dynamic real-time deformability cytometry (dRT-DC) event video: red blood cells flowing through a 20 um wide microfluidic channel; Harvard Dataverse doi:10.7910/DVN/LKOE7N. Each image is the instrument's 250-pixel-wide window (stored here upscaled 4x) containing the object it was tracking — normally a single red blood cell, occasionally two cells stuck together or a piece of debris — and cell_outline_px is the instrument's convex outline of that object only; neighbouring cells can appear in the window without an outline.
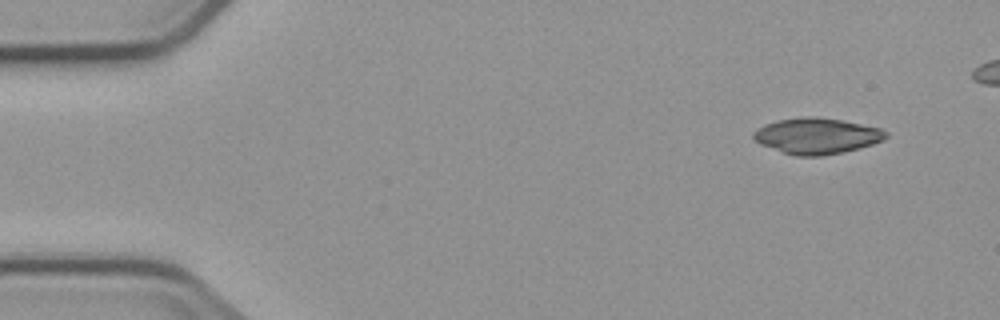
{"species": "common noctule bat (a hibernating species)", "species_latin": "Nyctalus noctula", "temperature_condition": "cold", "stored_images_in_passage": 3, "camera_frame_rate_fps": 3000, "um_per_image_px": 0.085, "animal": {"sex": "male", "body_mass_g": 23.1, "forearm_length_mm": 52.7}, "frame": {"image": 1, "passage_image": 3, "time_ms": 2.333, "image_size_px": [1000, 320], "cell_outline_px": [[888, 136], [884, 140], [872, 144], [840, 152], [820, 156], [796, 156], [760, 144], [752, 136], [752, 132], [764, 124], [776, 120], [808, 116], [816, 116], [840, 120], [880, 128], [888, 132]], "centroid_in_image_um": [69.4, 11.54], "position_along_channel_um": 15.6, "area_um2": 27.46}}